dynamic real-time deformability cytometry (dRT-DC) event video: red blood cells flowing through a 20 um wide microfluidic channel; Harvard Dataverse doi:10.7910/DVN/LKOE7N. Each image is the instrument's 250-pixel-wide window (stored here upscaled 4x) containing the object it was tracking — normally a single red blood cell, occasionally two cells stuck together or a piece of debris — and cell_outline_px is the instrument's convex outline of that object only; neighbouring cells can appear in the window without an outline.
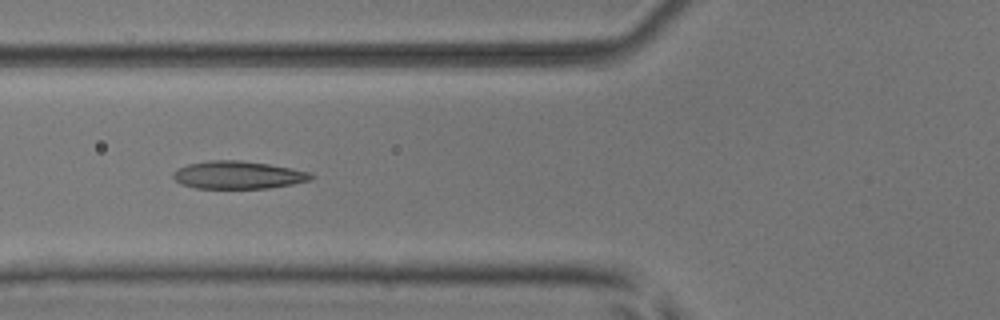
{"species": "common noctule bat (a hibernating species)", "species_latin": "Nyctalus noctula", "temperature_condition": "room temperature", "stored_images_in_passage": 7, "camera_frame_rate_fps": 3000, "um_per_image_px": 0.085, "animal": {"sex": "male", "body_mass_g": 17.9, "forearm_length_mm": 54.2}, "frame": {"image": 1, "passage_image": 5, "time_ms": 1.333, "image_size_px": [1000, 320], "cell_outline_px": [[316, 176], [312, 180], [292, 184], [268, 188], [196, 188], [180, 184], [172, 176], [172, 172], [176, 168], [188, 164], [208, 160], [240, 160], [268, 164], [292, 168], [312, 172]], "centroid_in_image_um": [20.25, 14.87], "position_along_channel_um": 105.6, "area_um2": 22.54}}
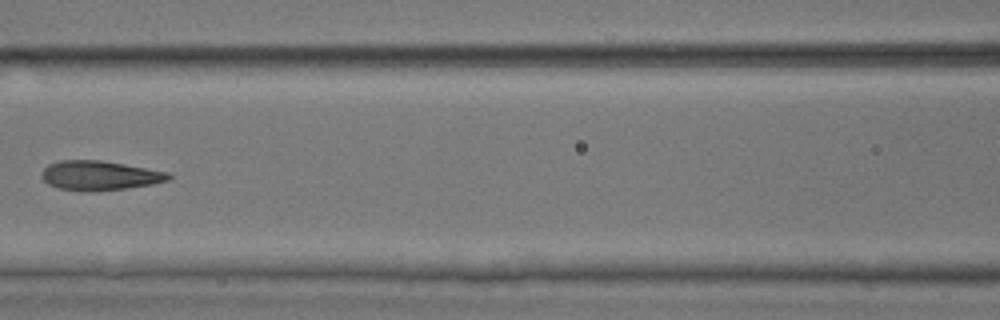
{"frame": {"image": 2, "passage_image": 6, "time_ms": 1.667, "image_size_px": [1000, 320], "cell_outline_px": [[172, 176], [168, 180], [152, 184], [124, 188], [60, 188], [48, 184], [40, 176], [44, 168], [48, 164], [60, 160], [100, 160], [124, 164], [168, 172]], "centroid_in_image_um": [8.47, 14.86], "position_along_channel_um": 158.1, "area_um2": 20.69}}
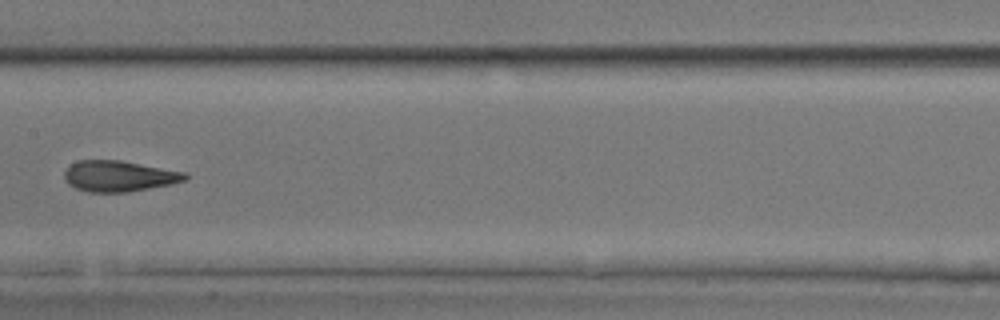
{"frame": {"image": 3, "passage_image": 7, "time_ms": 2.0, "image_size_px": [1000, 320], "cell_outline_px": [[188, 176], [184, 180], [172, 184], [128, 192], [88, 192], [76, 188], [68, 184], [64, 180], [64, 172], [76, 160], [120, 160], [188, 172]], "centroid_in_image_um": [10.12, 14.97], "position_along_channel_um": 197.3, "area_um2": 21.85}}